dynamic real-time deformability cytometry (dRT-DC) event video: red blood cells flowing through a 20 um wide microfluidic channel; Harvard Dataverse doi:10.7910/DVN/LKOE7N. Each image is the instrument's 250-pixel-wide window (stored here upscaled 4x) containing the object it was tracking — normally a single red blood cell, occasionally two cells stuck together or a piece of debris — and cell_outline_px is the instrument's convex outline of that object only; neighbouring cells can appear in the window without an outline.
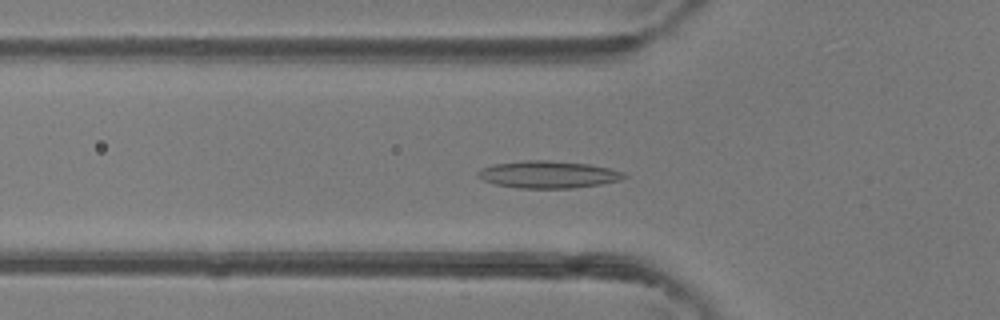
{"species": "common noctule bat (a hibernating species)", "species_latin": "Nyctalus noctula", "temperature_condition": "room temperature", "stored_images_in_passage": 46, "camera_frame_rate_fps": 3000, "um_per_image_px": 0.085, "animal": {"sex": "female"}, "frame": {"image": 1, "passage_image": 15, "time_ms": 4.667, "image_size_px": [1000, 320], "cell_outline_px": [[628, 176], [620, 180], [600, 184], [572, 188], [520, 188], [496, 184], [484, 180], [476, 176], [476, 172], [480, 168], [492, 164], [524, 160], [548, 160], [588, 164], [608, 168], [624, 172]], "centroid_in_image_um": [46.56, 14.82], "position_along_channel_um": 79.2, "area_um2": 23.18}}
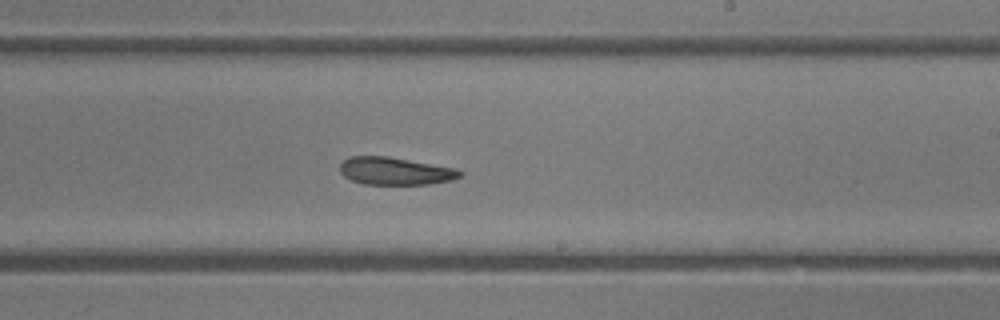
{"frame": {"image": 2, "passage_image": 27, "time_ms": 8.667, "image_size_px": [1000, 320], "cell_outline_px": [[464, 172], [460, 176], [452, 180], [428, 184], [364, 184], [352, 180], [344, 176], [340, 172], [340, 164], [348, 156], [388, 156], [456, 168]], "centroid_in_image_um": [33.59, 14.53], "position_along_channel_um": 255.4, "area_um2": 19.31}}
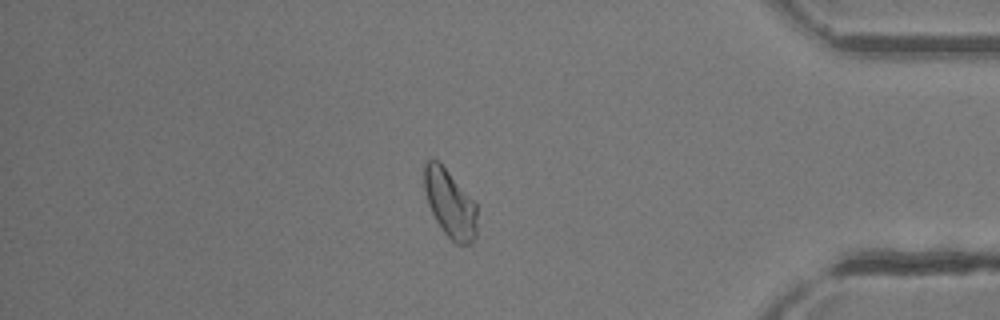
{"frame": {"image": 3, "passage_image": 39, "time_ms": 12.667, "image_size_px": [1000, 320], "cell_outline_px": [[476, 236], [472, 244], [456, 244], [444, 232], [436, 220], [428, 204], [424, 188], [424, 164], [428, 160], [440, 160], [476, 204]], "centroid_in_image_um": [38.24, 17.29], "position_along_channel_um": 397.0, "area_um2": 20.87}, "authors_computed_cell_mechanics": {"area_um2": 21.4438, "velocity_mm_per_s": 4.3964, "shape_relaxation_time_tau1_ms": null, "shape_relaxation_time_tau2_ms": 2.7998, "deformation_change_tau1": null, "deformation_change_tau2": 0.0861}}